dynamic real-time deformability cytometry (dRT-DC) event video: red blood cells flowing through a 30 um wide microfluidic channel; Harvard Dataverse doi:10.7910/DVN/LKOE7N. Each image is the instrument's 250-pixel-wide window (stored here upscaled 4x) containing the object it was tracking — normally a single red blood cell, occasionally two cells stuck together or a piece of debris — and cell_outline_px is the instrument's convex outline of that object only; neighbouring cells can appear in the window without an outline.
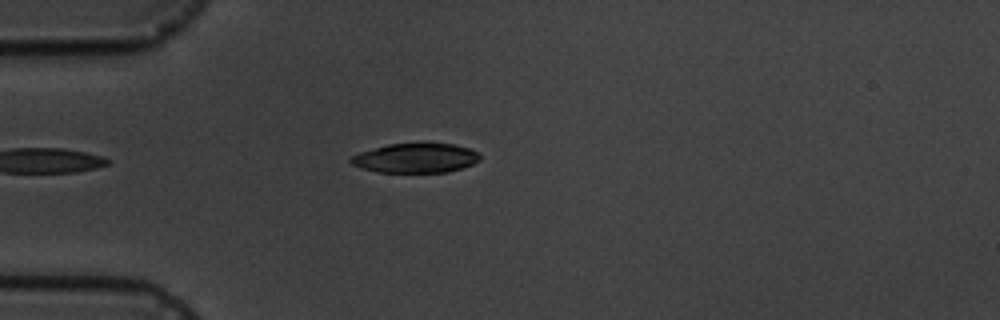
{"species": "common noctule bat (a hibernating species)", "species_latin": "Nyctalus noctula", "temperature_condition": "cold", "stored_images_in_passage": 4, "camera_frame_rate_fps": 3000, "um_per_image_px": 0.085, "animal": {"sex": "male", "body_mass_g": 19.5, "forearm_length_mm": 54.6}, "frame": {"image": 1, "passage_image": 4, "time_ms": 3.333, "image_size_px": [1000, 320], "cell_outline_px": [[480, 160], [472, 164], [448, 172], [380, 172], [360, 168], [352, 164], [348, 160], [352, 156], [360, 152], [388, 144], [420, 140], [456, 144], [468, 148], [476, 152], [480, 156]], "centroid_in_image_um": [35.33, 13.38], "position_along_channel_um": 49.7, "area_um2": 22.89}}